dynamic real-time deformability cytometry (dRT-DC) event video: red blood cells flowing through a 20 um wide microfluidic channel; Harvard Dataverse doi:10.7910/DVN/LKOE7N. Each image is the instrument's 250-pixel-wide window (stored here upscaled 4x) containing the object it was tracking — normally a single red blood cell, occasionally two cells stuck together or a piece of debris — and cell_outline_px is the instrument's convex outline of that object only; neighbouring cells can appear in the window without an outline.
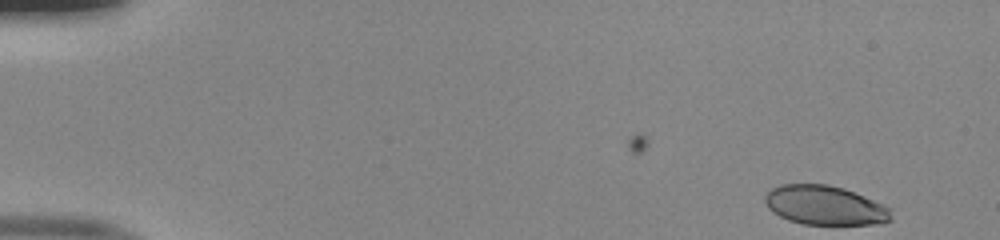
{"species": "human", "species_latin": "Homo sapiens", "temperature_condition": "room temperature", "stored_images_in_passage": 3, "camera_frame_rate_fps": 3000, "um_per_image_px": 0.085, "donor": {"sex": "male"}, "frame": {"image": 1, "passage_image": 3, "time_ms": 0.667, "image_size_px": [1000, 240], "cell_outline_px": [[892, 220], [884, 224], [804, 224], [788, 220], [772, 212], [768, 208], [764, 200], [764, 196], [772, 188], [780, 184], [828, 184], [844, 188], [864, 196], [892, 208]], "centroid_in_image_um": [70.14, 17.45], "position_along_channel_um": 14.9, "area_um2": 29.13}}